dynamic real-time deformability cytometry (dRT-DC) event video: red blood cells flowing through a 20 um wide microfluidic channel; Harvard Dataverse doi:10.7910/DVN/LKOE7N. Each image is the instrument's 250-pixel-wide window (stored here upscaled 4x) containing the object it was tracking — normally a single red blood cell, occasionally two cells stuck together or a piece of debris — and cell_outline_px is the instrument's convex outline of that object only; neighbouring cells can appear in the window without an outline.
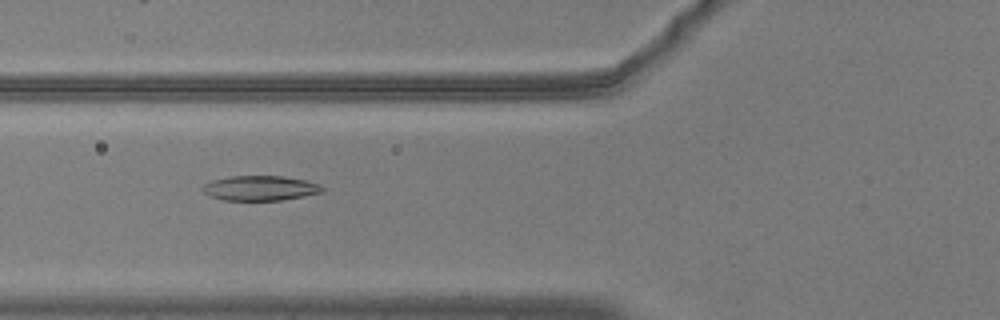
{"species": "common noctule bat (a hibernating species)", "species_latin": "Nyctalus noctula", "temperature_condition": "warm", "stored_images_in_passage": 56, "camera_frame_rate_fps": 3000, "um_per_image_px": 0.085, "animal": {"sex": "male", "body_mass_g": 20.5, "forearm_length_mm": 52.5}, "frame": {"image": 1, "passage_image": 22, "time_ms": 7.0, "image_size_px": [1000, 320], "cell_outline_px": [[324, 192], [304, 196], [280, 200], [224, 200], [212, 196], [204, 192], [200, 188], [204, 184], [212, 180], [228, 176], [284, 176], [304, 180], [320, 184], [324, 188]], "centroid_in_image_um": [22.12, 15.98], "position_along_channel_um": 103.7, "area_um2": 17.34}}
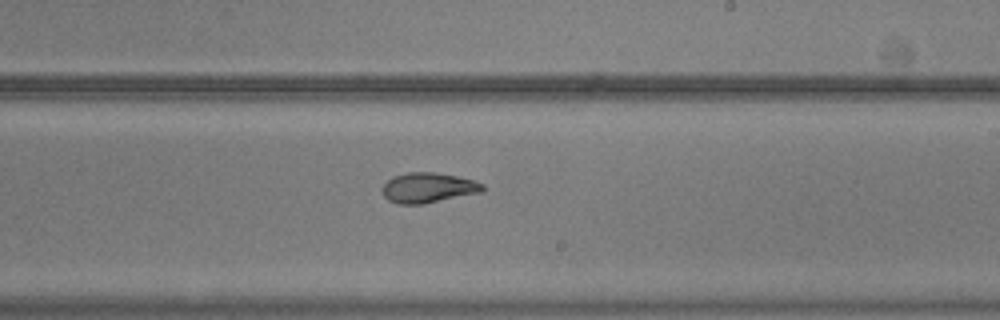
{"frame": {"image": 2, "passage_image": 34, "time_ms": 11.0, "image_size_px": [1000, 320], "cell_outline_px": [[484, 188], [480, 192], [424, 204], [396, 204], [388, 200], [384, 196], [384, 184], [392, 176], [408, 172], [436, 172], [456, 176], [472, 180], [484, 184]], "centroid_in_image_um": [36.37, 15.95], "position_along_channel_um": 252.6, "area_um2": 17.46}}
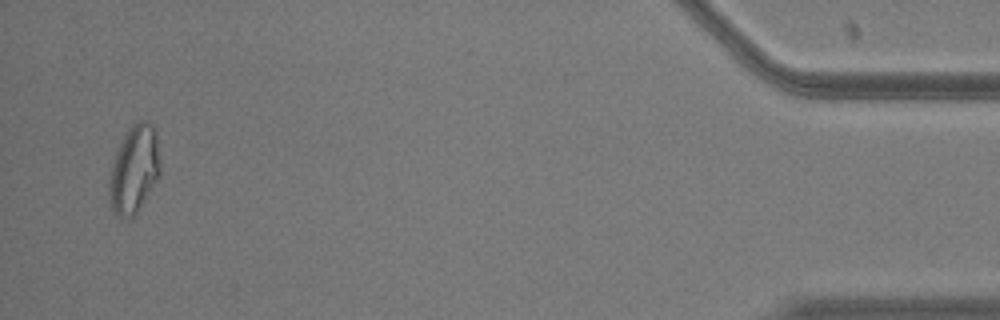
{"frame": {"image": 3, "passage_image": 54, "time_ms": 17.667, "image_size_px": [1000, 320], "cell_outline_px": [[160, 172], [156, 180], [132, 220], [124, 220], [116, 216], [112, 208], [108, 192], [108, 184], [112, 164], [116, 152], [128, 128], [136, 120], [144, 120], [152, 124], [156, 128], [160, 168]], "centroid_in_image_um": [11.39, 14.41], "position_along_channel_um": 423.8, "area_um2": 26.18}, "authors_computed_cell_mechanics": {"area_um2": 19.1607, "velocity_mm_per_s": 3.7033, "shape_relaxation_time_tau1_ms": 5.359, "shape_relaxation_time_tau2_ms": 1.9843, "deformation_change_tau1": 0.1873, "deformation_change_tau2": 0.0861}}